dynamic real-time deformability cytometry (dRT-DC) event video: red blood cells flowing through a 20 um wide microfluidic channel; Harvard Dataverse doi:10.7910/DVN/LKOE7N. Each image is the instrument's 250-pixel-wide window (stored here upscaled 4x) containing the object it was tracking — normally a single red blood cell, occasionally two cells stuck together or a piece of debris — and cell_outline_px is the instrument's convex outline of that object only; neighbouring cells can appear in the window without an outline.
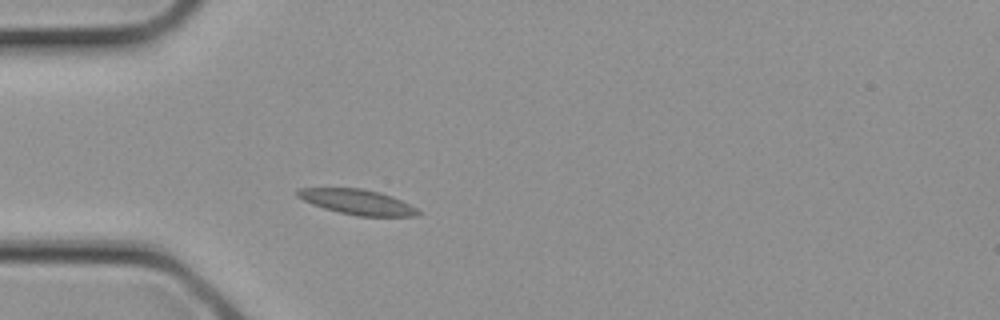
{"species": "common noctule bat (a hibernating species)", "species_latin": "Nyctalus noctula", "temperature_condition": "cold", "stored_images_in_passage": 1, "camera_frame_rate_fps": 3000, "um_per_image_px": 0.085, "animal": {"sex": "female", "body_mass_g": 21.9}, "frame": {"image": 1, "passage_image": 1, "time_ms": 0.0, "image_size_px": [1000, 320], "cell_outline_px": [[424, 212], [416, 216], [356, 216], [324, 208], [312, 204], [296, 196], [296, 188], [360, 188], [380, 192], [392, 196]], "centroid_in_image_um": [30.37, 17.16], "position_along_channel_um": 54.6, "area_um2": 17.63}}